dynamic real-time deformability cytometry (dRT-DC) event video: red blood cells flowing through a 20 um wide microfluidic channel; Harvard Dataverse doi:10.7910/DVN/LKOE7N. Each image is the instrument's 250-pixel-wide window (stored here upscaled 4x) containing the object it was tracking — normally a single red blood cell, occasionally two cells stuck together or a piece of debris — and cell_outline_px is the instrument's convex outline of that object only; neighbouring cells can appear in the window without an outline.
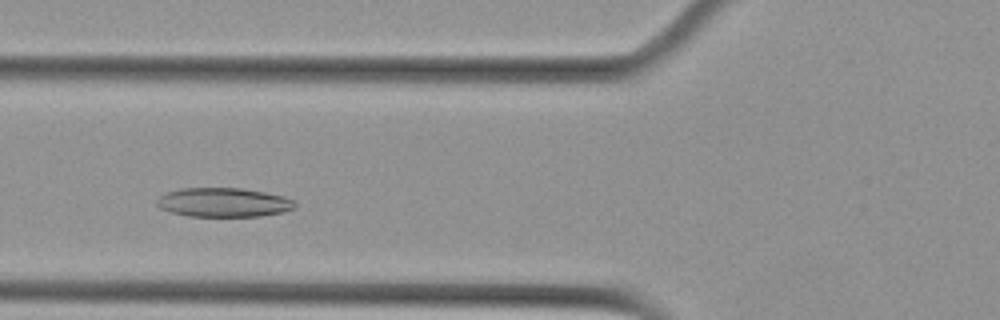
{"species": "Egyptian fruit bat (a non-hibernating species)", "species_latin": "Rousettus aegyptiacus", "temperature_condition": "cold", "stored_images_in_passage": 4, "camera_frame_rate_fps": 3000, "um_per_image_px": 0.085, "animal": {"sex": "female"}, "frame": {"image": 1, "passage_image": 3, "time_ms": 0.667, "image_size_px": [1000, 320], "cell_outline_px": [[296, 204], [292, 208], [284, 212], [260, 216], [188, 216], [168, 212], [160, 208], [156, 204], [156, 200], [160, 196], [168, 192], [180, 188], [240, 188], [264, 192], [284, 196], [292, 200]], "centroid_in_image_um": [18.96, 17.2], "position_along_channel_um": 106.8, "area_um2": 23.41}}
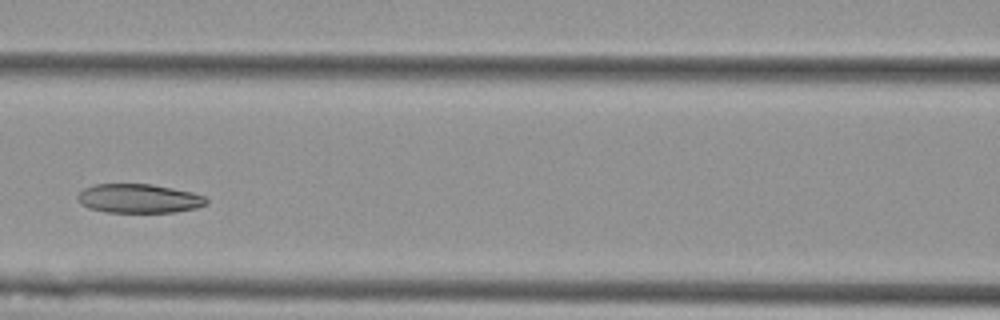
{"frame": {"image": 2, "passage_image": 4, "time_ms": 1.0, "image_size_px": [1000, 320], "cell_outline_px": [[208, 204], [196, 208], [176, 212], [104, 212], [88, 208], [80, 204], [76, 196], [84, 188], [96, 184], [152, 184], [192, 192], [204, 196], [208, 200]], "centroid_in_image_um": [11.8, 16.88], "position_along_channel_um": 154.8, "area_um2": 21.91}}